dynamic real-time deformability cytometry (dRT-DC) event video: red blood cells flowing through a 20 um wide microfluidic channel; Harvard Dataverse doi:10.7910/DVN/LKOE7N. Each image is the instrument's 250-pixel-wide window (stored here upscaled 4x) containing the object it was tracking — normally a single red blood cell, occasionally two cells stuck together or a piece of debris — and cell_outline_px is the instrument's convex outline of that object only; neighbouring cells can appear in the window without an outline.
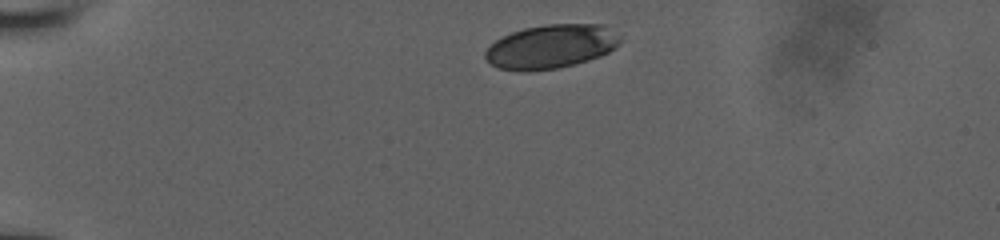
{"species": "human", "species_latin": "Homo sapiens", "temperature_condition": "room temperature", "stored_images_in_passage": 12, "camera_frame_rate_fps": 3000, "um_per_image_px": 0.085, "donor": {"sex": "male"}, "frame": {"image": 1, "passage_image": 1, "time_ms": 0.0, "image_size_px": [1000, 240], "cell_outline_px": [[620, 44], [616, 48], [600, 56], [576, 64], [556, 68], [528, 72], [496, 68], [484, 56], [484, 52], [496, 40], [512, 32], [524, 28], [548, 24], [608, 24], [620, 36]], "centroid_in_image_um": [46.88, 3.95], "position_along_channel_um": 38.1, "area_um2": 34.74}}
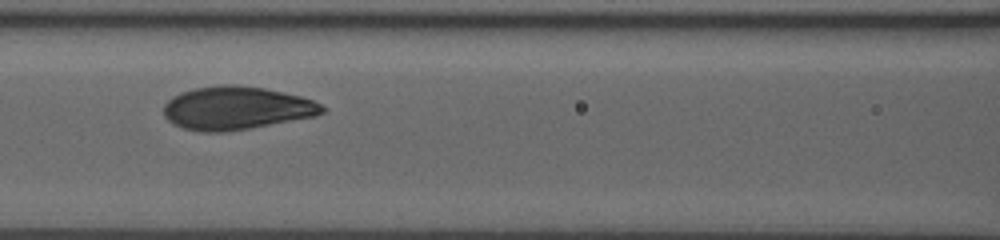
{"frame": {"image": 2, "passage_image": 6, "time_ms": 4.333, "image_size_px": [1000, 240], "cell_outline_px": [[328, 108], [324, 112], [316, 116], [248, 128], [224, 132], [200, 132], [184, 128], [172, 124], [164, 116], [164, 104], [172, 96], [180, 92], [192, 88], [220, 84], [236, 84], [264, 88], [300, 96], [312, 100]], "centroid_in_image_um": [20.06, 9.18], "position_along_channel_um": 146.5, "area_um2": 40.06}}
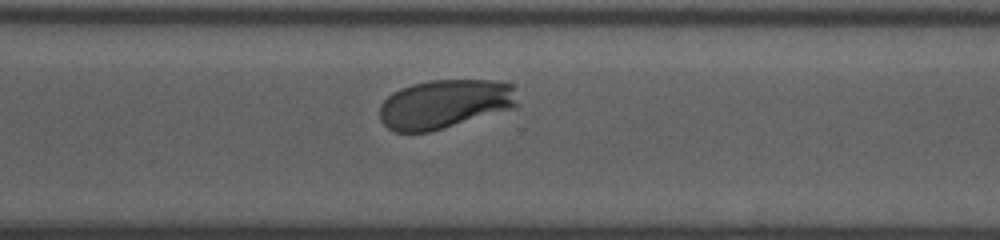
{"frame": {"image": 3, "passage_image": 12, "time_ms": 9.0, "image_size_px": [1000, 240], "cell_outline_px": [[520, 104], [516, 108], [428, 132], [396, 132], [388, 128], [380, 120], [380, 104], [392, 92], [400, 88], [412, 84], [428, 80], [496, 80], [512, 84]], "centroid_in_image_um": [37.83, 8.83], "position_along_channel_um": 332.8, "area_um2": 39.71}}